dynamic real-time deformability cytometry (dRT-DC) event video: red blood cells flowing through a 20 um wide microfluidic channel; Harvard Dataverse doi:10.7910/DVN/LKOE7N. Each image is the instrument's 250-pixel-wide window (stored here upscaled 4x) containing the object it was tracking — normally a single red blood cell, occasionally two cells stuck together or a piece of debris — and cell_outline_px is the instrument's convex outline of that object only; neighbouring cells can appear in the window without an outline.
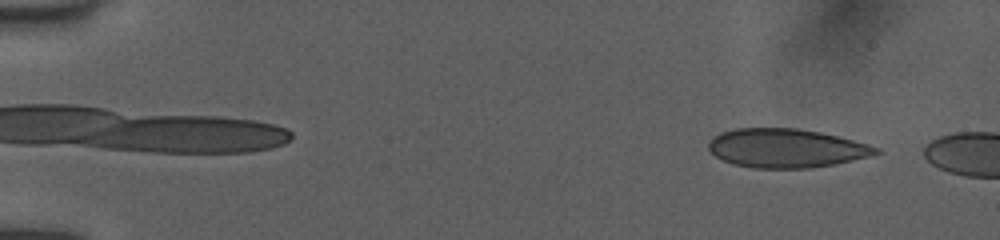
{"species": "human", "species_latin": "Homo sapiens", "temperature_condition": "room temperature", "stored_images_in_passage": 50, "camera_frame_rate_fps": 3000, "um_per_image_px": 0.085, "donor": {"sex": "female"}, "frame": {"image": 1, "passage_image": 4, "time_ms": 1.0, "image_size_px": [1000, 240], "cell_outline_px": [[880, 152], [868, 156], [852, 160], [832, 164], [808, 168], [752, 168], [732, 164], [716, 156], [708, 148], [708, 144], [712, 136], [720, 132], [736, 128], [796, 128], [820, 132], [868, 144], [880, 148]], "centroid_in_image_um": [66.77, 12.59], "position_along_channel_um": 18.2, "area_um2": 37.69}}
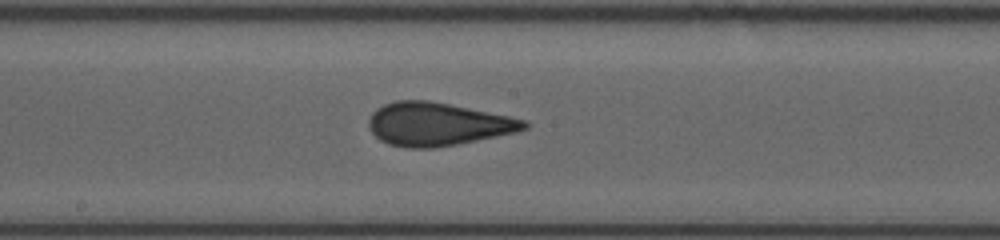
{"frame": {"image": 2, "passage_image": 28, "time_ms": 9.0, "image_size_px": [1000, 240], "cell_outline_px": [[528, 128], [516, 132], [456, 144], [432, 148], [408, 148], [388, 144], [380, 140], [368, 128], [368, 120], [372, 112], [376, 108], [384, 104], [396, 100], [428, 100], [528, 120]], "centroid_in_image_um": [37.15, 10.55], "position_along_channel_um": 211.0, "area_um2": 38.9}}
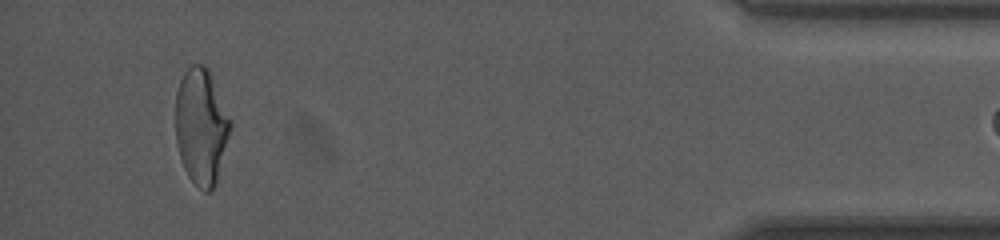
{"frame": {"image": 3, "passage_image": 48, "time_ms": 15.667, "image_size_px": [1000, 240], "cell_outline_px": [[232, 124], [216, 184], [208, 192], [204, 192], [188, 176], [184, 168], [176, 144], [176, 92], [180, 80], [184, 72], [192, 64], [204, 64], [208, 68], [232, 120]], "centroid_in_image_um": [17.11, 10.73], "position_along_channel_um": 418.1, "area_um2": 37.11}, "authors_computed_cell_mechanics": {"area_um2": 38.437, "velocity_mm_per_s": 3.9991, "shape_relaxation_time_tau1_ms": null, "shape_relaxation_time_tau2_ms": 0.9629, "deformation_change_tau1": null, "deformation_change_tau2": 0.056}}